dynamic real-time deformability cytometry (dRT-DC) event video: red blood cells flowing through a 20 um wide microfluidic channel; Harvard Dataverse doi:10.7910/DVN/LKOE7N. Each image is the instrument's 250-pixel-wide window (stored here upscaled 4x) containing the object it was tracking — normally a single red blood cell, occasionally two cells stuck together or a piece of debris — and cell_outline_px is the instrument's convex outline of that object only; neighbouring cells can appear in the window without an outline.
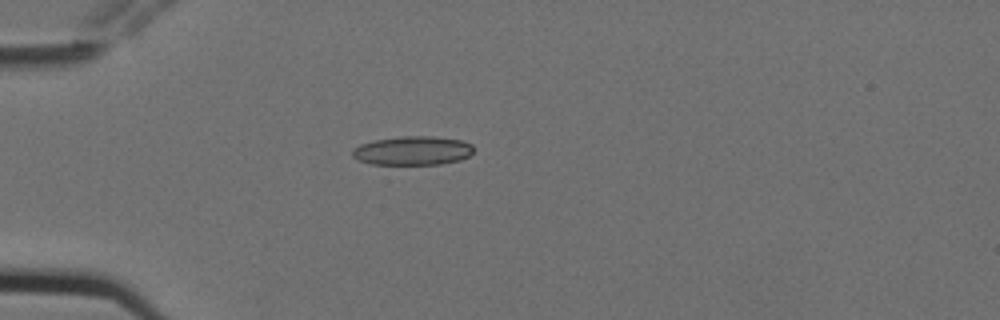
{"species": "Egyptian fruit bat (a non-hibernating species)", "species_latin": "Rousettus aegyptiacus", "temperature_condition": "cold", "stored_images_in_passage": 4, "camera_frame_rate_fps": 3000, "um_per_image_px": 0.085, "animal": {"sex": "female"}, "frame": {"image": 1, "passage_image": 1, "time_ms": 0.0, "image_size_px": [1000, 320], "cell_outline_px": [[472, 152], [468, 156], [460, 160], [440, 164], [372, 164], [360, 160], [352, 156], [352, 148], [360, 144], [376, 140], [404, 136], [432, 136], [460, 140], [472, 144]], "centroid_in_image_um": [35.07, 12.8], "position_along_channel_um": 49.9, "area_um2": 20.23}}
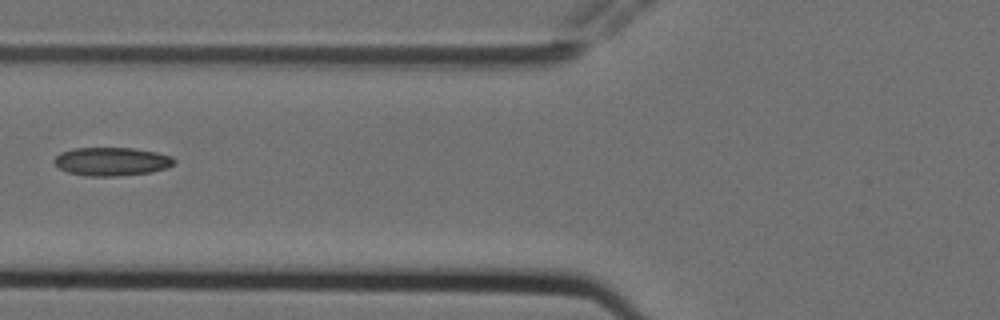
{"frame": {"image": 2, "passage_image": 3, "time_ms": 0.667, "image_size_px": [1000, 320], "cell_outline_px": [[176, 164], [168, 168], [152, 172], [116, 176], [88, 176], [68, 172], [60, 168], [52, 160], [60, 152], [72, 148], [132, 148], [156, 152], [172, 156], [176, 160]], "centroid_in_image_um": [9.52, 13.72], "position_along_channel_um": 116.3, "area_um2": 20.0}}
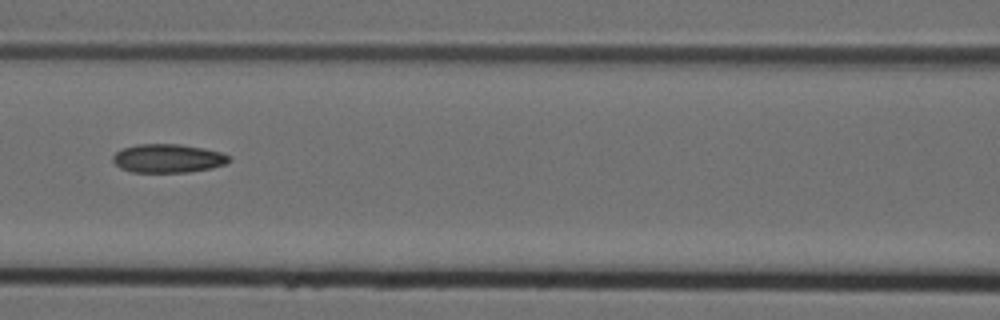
{"frame": {"image": 3, "passage_image": 4, "time_ms": 1.0, "image_size_px": [1000, 320], "cell_outline_px": [[232, 160], [228, 164], [212, 168], [188, 172], [132, 172], [120, 168], [112, 160], [112, 156], [116, 152], [124, 148], [136, 144], [180, 144], [204, 148], [220, 152], [228, 156]], "centroid_in_image_um": [14.29, 13.46], "position_along_channel_um": 152.3, "area_um2": 19.48}}